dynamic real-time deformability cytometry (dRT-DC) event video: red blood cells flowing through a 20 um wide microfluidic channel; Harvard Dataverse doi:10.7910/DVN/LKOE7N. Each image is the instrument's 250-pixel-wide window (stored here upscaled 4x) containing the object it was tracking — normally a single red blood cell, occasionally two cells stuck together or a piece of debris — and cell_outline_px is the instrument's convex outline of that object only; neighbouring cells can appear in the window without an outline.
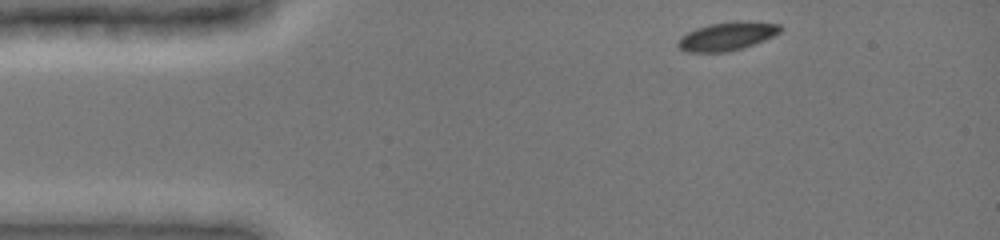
{"species": "common noctule bat (a hibernating species)", "species_latin": "Nyctalus noctula", "temperature_condition": "cold", "stored_images_in_passage": 40, "camera_frame_rate_fps": 3000, "um_per_image_px": 0.085, "animal": {"sex": "female", "body_mass_g": 19.0, "forearm_length_mm": 51.5}, "frame": {"image": 1, "passage_image": 1, "time_ms": 0.0, "image_size_px": [1000, 240], "cell_outline_px": [[784, 28], [776, 36], [744, 48], [728, 52], [688, 52], [680, 48], [676, 44], [680, 36], [696, 28], [708, 24], [740, 20], [780, 24]], "centroid_in_image_um": [61.84, 3.07], "position_along_channel_um": 23.2, "area_um2": 17.28}}
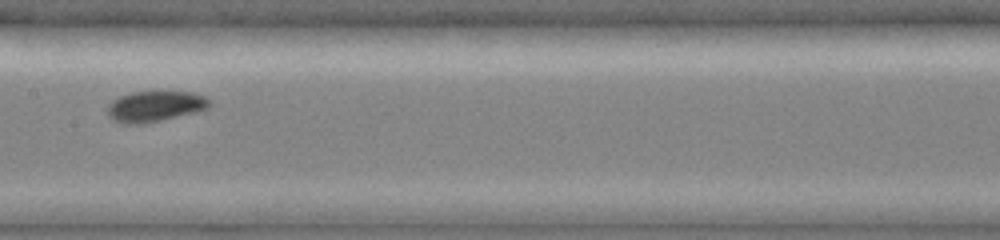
{"frame": {"image": 2, "passage_image": 19, "time_ms": 6.0, "image_size_px": [1000, 240], "cell_outline_px": [[212, 104], [208, 108], [196, 112], [144, 124], [124, 124], [112, 120], [108, 116], [108, 104], [112, 100], [120, 96], [132, 92], [192, 92], [204, 96], [212, 100]], "centroid_in_image_um": [13.18, 9.05], "position_along_channel_um": 194.2, "area_um2": 18.38}}
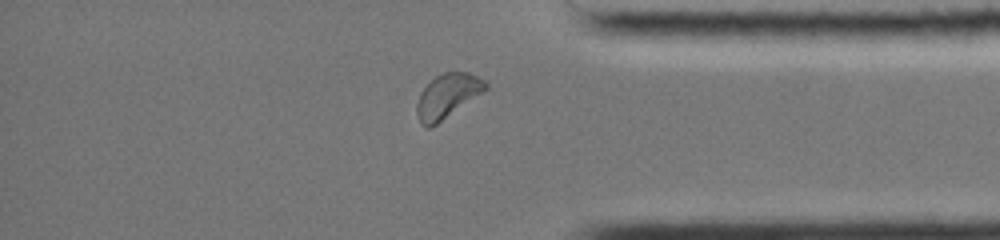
{"frame": {"image": 3, "passage_image": 35, "time_ms": 11.333, "image_size_px": [1000, 240], "cell_outline_px": [[488, 88], [484, 92], [432, 128], [428, 128], [420, 124], [416, 112], [416, 104], [420, 92], [436, 76], [444, 72], [468, 72], [484, 80], [488, 84]], "centroid_in_image_um": [38.03, 8.19], "position_along_channel_um": 397.2, "area_um2": 17.86}, "authors_computed_cell_mechanics": {"area_um2": 17.7735, "velocity_mm_per_s": 3.8645, "shape_relaxation_time_tau1_ms": 2.7949, "shape_relaxation_time_tau2_ms": null, "deformation_change_tau1": 0.0563, "deformation_change_tau2": null}}